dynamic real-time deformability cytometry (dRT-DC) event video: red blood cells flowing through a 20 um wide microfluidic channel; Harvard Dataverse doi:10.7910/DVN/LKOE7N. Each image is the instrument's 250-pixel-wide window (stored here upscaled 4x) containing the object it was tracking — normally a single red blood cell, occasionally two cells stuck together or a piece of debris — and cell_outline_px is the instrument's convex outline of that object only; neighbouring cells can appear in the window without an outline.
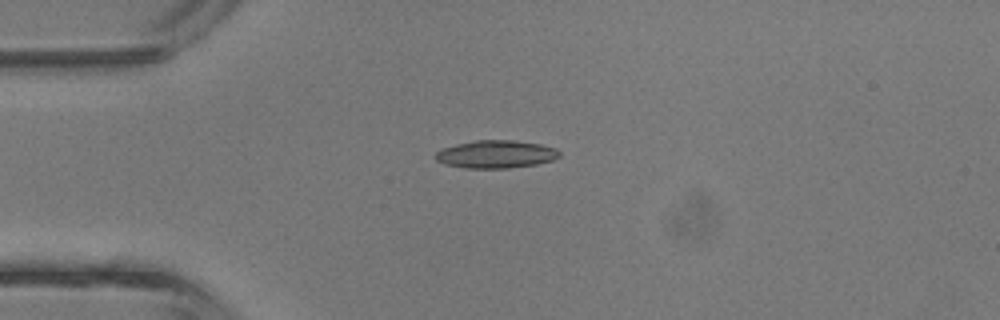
{"species": "common noctule bat (a hibernating species)", "species_latin": "Nyctalus noctula", "temperature_condition": "room temperature", "stored_images_in_passage": 33, "camera_frame_rate_fps": 3000, "um_per_image_px": 0.085, "animal": {"sex": "male", "body_mass_g": 13.3}, "frame": {"image": 1, "passage_image": 1, "time_ms": 0.0, "image_size_px": [1000, 320], "cell_outline_px": [[560, 156], [552, 160], [536, 164], [508, 168], [464, 168], [444, 164], [436, 160], [432, 156], [440, 148], [456, 144], [476, 140], [512, 140], [540, 144], [556, 148], [560, 152]], "centroid_in_image_um": [42.1, 13.11], "position_along_channel_um": 42.9, "area_um2": 20.23}}
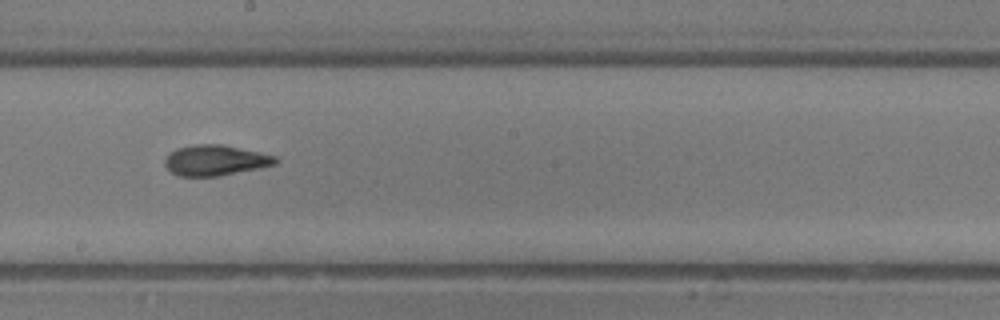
{"frame": {"image": 2, "passage_image": 14, "time_ms": 4.333, "image_size_px": [1000, 320], "cell_outline_px": [[280, 160], [276, 164], [260, 168], [220, 176], [180, 176], [172, 172], [164, 164], [164, 160], [168, 152], [176, 148], [196, 144], [220, 144], [276, 156]], "centroid_in_image_um": [18.29, 13.63], "position_along_channel_um": 229.9, "area_um2": 19.71}}
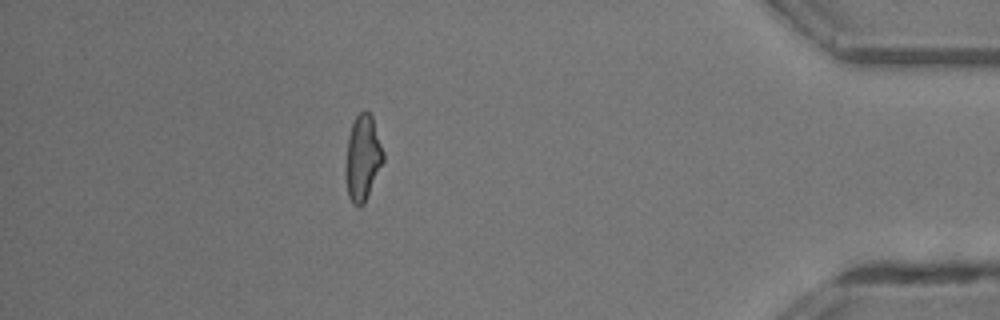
{"frame": {"image": 3, "passage_image": 28, "time_ms": 9.0, "image_size_px": [1000, 320], "cell_outline_px": [[384, 160], [364, 204], [360, 208], [352, 204], [348, 196], [348, 136], [352, 124], [356, 116], [364, 108], [372, 116], [384, 152]], "centroid_in_image_um": [30.88, 13.4], "position_along_channel_um": 404.3, "area_um2": 18.15}, "authors_computed_cell_mechanics": {"area_um2": 19.2474, "velocity_mm_per_s": 4.7966, "shape_relaxation_time_tau1_ms": 5.8517, "shape_relaxation_time_tau2_ms": 1.6473, "deformation_change_tau1": 0.1864, "deformation_change_tau2": 0.0819}}